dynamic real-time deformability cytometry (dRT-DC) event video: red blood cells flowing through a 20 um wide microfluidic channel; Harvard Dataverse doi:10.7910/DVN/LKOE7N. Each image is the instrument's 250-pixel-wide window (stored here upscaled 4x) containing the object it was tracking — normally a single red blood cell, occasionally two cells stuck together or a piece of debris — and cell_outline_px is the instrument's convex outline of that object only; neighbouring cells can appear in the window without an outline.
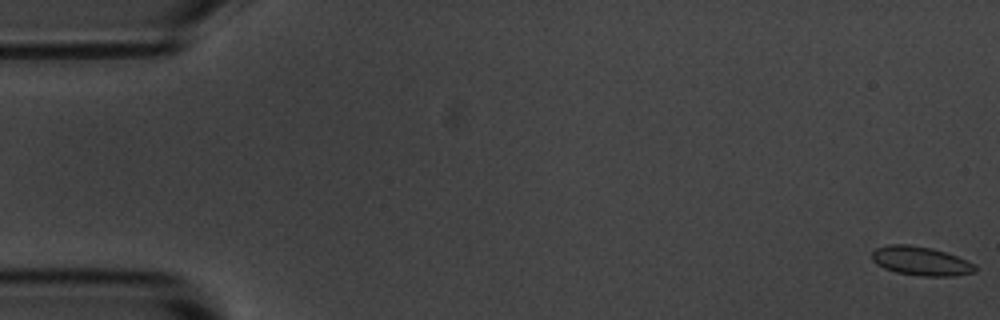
{"species": "common noctule bat (a hibernating species)", "species_latin": "Nyctalus noctula", "temperature_condition": "room temperature", "stored_images_in_passage": 6, "camera_frame_rate_fps": 3000, "um_per_image_px": 0.085, "animal": {"sex": "male", "body_mass_g": 20.1, "forearm_length_mm": 53.5}, "frame": {"image": 1, "passage_image": 1, "time_ms": 0.0, "image_size_px": [1000, 320], "cell_outline_px": [[976, 272], [956, 276], [920, 276], [896, 272], [884, 268], [876, 264], [872, 260], [872, 252], [876, 248], [888, 244], [908, 244], [932, 248], [956, 256], [976, 264]], "centroid_in_image_um": [78.27, 22.19], "position_along_channel_um": 6.7, "area_um2": 17.51}}
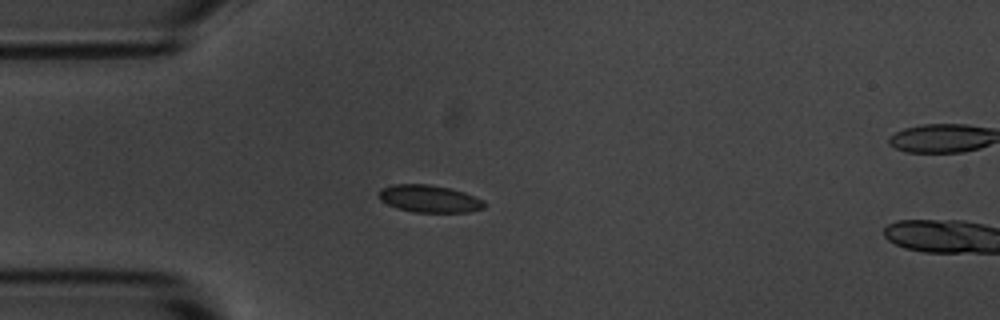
{"frame": {"image": 2, "passage_image": 5, "time_ms": 4.667, "image_size_px": [1000, 320], "cell_outline_px": [[484, 208], [468, 212], [412, 212], [396, 208], [380, 200], [376, 192], [380, 188], [392, 184], [428, 184], [448, 188], [464, 192], [476, 196], [484, 200]], "centroid_in_image_um": [36.45, 16.89], "position_along_channel_um": 48.6, "area_um2": 16.99}}